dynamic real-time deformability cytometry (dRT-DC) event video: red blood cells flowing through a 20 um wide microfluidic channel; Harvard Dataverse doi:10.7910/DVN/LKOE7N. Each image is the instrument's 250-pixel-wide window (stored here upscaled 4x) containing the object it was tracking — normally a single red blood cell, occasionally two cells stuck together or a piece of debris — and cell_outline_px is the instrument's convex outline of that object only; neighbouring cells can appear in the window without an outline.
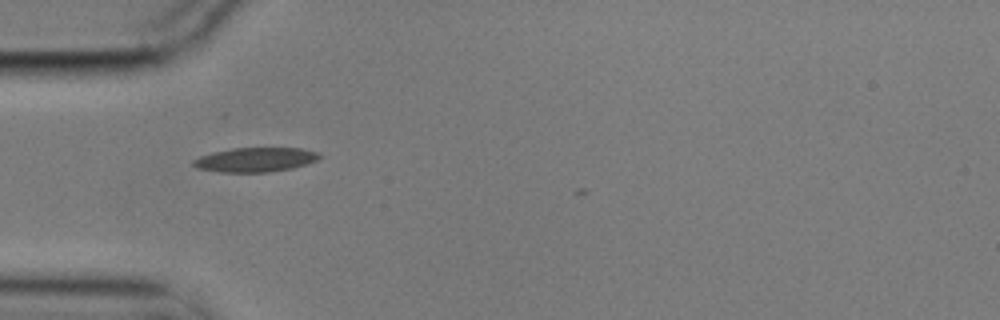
{"species": "common noctule bat (a hibernating species)", "species_latin": "Nyctalus noctula", "temperature_condition": "cold", "stored_images_in_passage": 2, "camera_frame_rate_fps": 3000, "um_per_image_px": 0.085, "animal": {"sex": "male", "body_mass_g": 17.9}, "frame": {"image": 1, "passage_image": 1, "time_ms": 0.0, "image_size_px": [1000, 320], "cell_outline_px": [[324, 156], [308, 164], [292, 168], [268, 172], [220, 172], [196, 168], [192, 164], [192, 160], [200, 156], [212, 152], [232, 148], [300, 148], [316, 152]], "centroid_in_image_um": [21.7, 13.57], "position_along_channel_um": 63.3, "area_um2": 17.98}}